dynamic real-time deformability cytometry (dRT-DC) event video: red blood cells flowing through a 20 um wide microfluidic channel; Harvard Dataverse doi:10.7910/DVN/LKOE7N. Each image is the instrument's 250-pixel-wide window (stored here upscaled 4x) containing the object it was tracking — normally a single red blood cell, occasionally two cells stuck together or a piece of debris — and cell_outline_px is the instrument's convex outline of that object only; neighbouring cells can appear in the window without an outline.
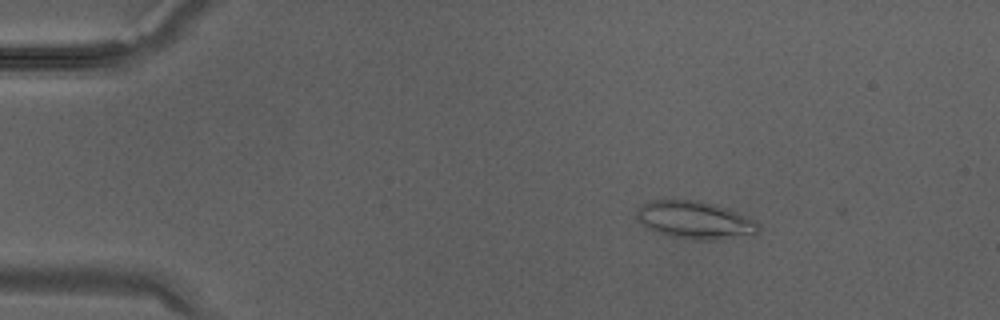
{"species": "Egyptian fruit bat (a non-hibernating species)", "species_latin": "Rousettus aegyptiacus", "temperature_condition": "warm", "stored_images_in_passage": 34, "camera_frame_rate_fps": 3000, "um_per_image_px": 0.085, "animal": {"sex": "male"}, "frame": {"image": 1, "passage_image": 5, "time_ms": 1.333, "image_size_px": [1000, 320], "cell_outline_px": [[760, 224], [756, 236], [716, 240], [692, 240], [668, 236], [648, 228], [636, 216], [636, 208], [652, 200], [700, 200], [728, 208], [748, 216], [756, 220]], "centroid_in_image_um": [59.16, 18.72], "position_along_channel_um": 25.8, "area_um2": 27.22}}
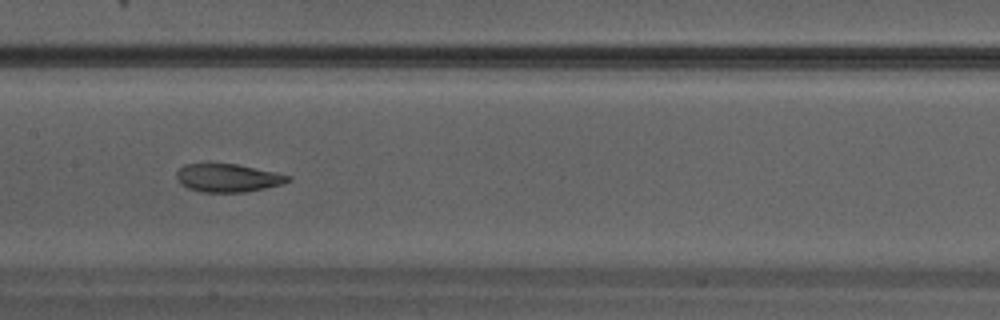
{"frame": {"image": 2, "passage_image": 17, "time_ms": 5.333, "image_size_px": [1000, 320], "cell_outline_px": [[292, 180], [280, 184], [264, 188], [244, 192], [200, 192], [188, 188], [180, 184], [176, 180], [176, 172], [184, 164], [236, 164], [276, 172], [292, 176]], "centroid_in_image_um": [19.35, 15.12], "position_along_channel_um": 188.1, "area_um2": 18.26}}
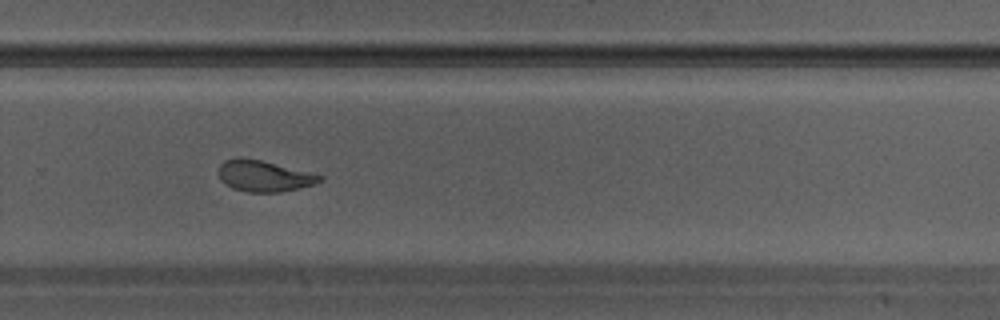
{"frame": {"image": 3, "passage_image": 23, "time_ms": 7.333, "image_size_px": [1000, 320], "cell_outline_px": [[324, 180], [300, 188], [280, 192], [244, 192], [232, 188], [224, 184], [220, 180], [220, 164], [224, 160], [236, 156], [240, 156], [260, 160], [324, 176]], "centroid_in_image_um": [22.39, 14.96], "position_along_channel_um": 307.4, "area_um2": 18.38}}